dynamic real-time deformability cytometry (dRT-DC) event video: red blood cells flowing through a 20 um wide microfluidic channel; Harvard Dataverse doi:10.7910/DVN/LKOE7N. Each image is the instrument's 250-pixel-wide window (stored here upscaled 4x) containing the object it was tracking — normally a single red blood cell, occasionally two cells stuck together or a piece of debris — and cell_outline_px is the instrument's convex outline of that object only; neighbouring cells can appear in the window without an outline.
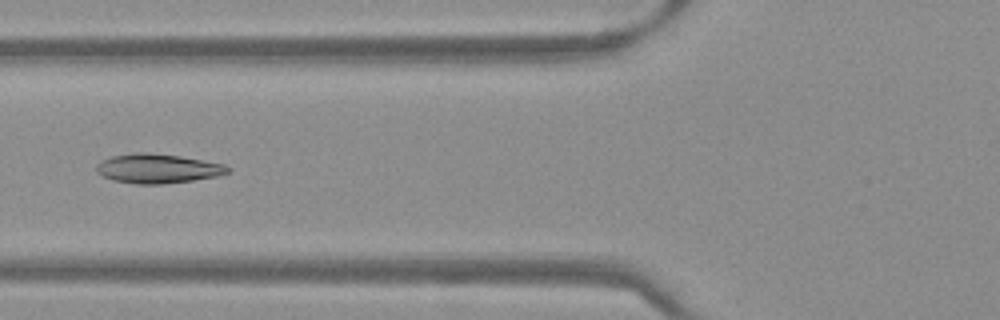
{"species": "Egyptian fruit bat (a non-hibernating species)", "species_latin": "Rousettus aegyptiacus", "temperature_condition": "warm", "stored_images_in_passage": 47, "camera_frame_rate_fps": 3000, "um_per_image_px": 0.085, "frame": {"image": 1, "passage_image": 16, "time_ms": 5.0, "image_size_px": [1000, 320], "cell_outline_px": [[232, 172], [220, 176], [164, 184], [136, 184], [112, 180], [100, 176], [96, 172], [96, 164], [100, 160], [112, 156], [132, 152], [148, 152], [180, 156], [224, 164], [232, 168]], "centroid_in_image_um": [13.39, 14.32], "position_along_channel_um": 112.4, "area_um2": 22.89}}
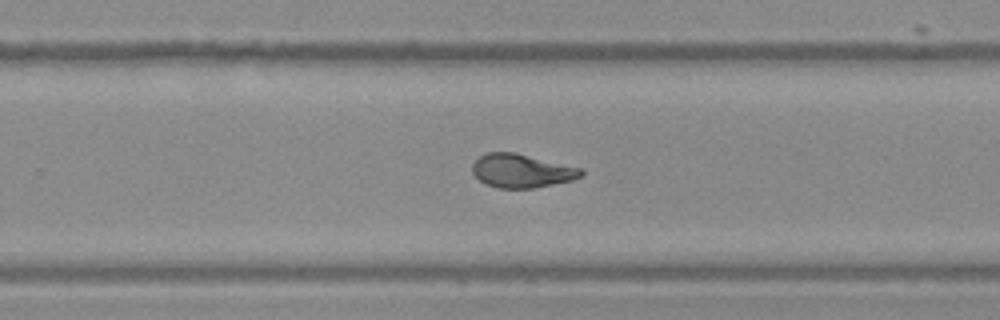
{"frame": {"image": 2, "passage_image": 29, "time_ms": 9.333, "image_size_px": [1000, 320], "cell_outline_px": [[584, 176], [572, 180], [532, 188], [500, 188], [488, 184], [480, 180], [472, 172], [472, 164], [480, 156], [488, 152], [516, 152], [580, 168], [584, 172]], "centroid_in_image_um": [44.34, 14.51], "position_along_channel_um": 285.5, "area_um2": 21.1}}
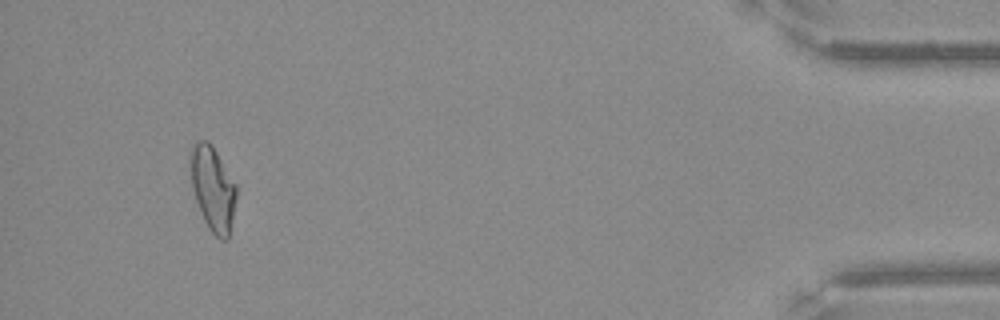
{"frame": {"image": 3, "passage_image": 44, "time_ms": 14.333, "image_size_px": [1000, 320], "cell_outline_px": [[236, 196], [228, 240], [220, 240], [208, 228], [204, 220], [196, 200], [192, 188], [188, 156], [196, 140], [208, 140], [212, 144], [236, 184]], "centroid_in_image_um": [18.06, 15.99], "position_along_channel_um": 417.1, "area_um2": 22.72}}